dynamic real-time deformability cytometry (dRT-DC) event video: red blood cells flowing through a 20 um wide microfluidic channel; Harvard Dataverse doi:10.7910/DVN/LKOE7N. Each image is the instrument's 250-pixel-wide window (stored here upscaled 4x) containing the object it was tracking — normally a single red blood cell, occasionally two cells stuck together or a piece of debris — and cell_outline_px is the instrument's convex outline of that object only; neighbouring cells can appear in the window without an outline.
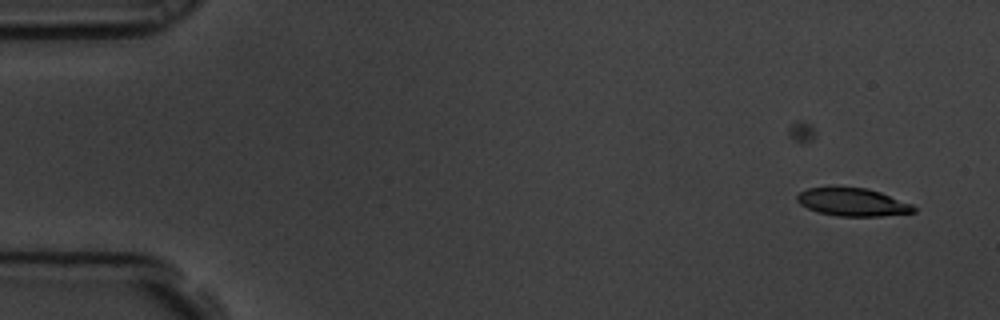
{"species": "common noctule bat (a hibernating species)", "species_latin": "Nyctalus noctula", "temperature_condition": "room temperature", "stored_images_in_passage": 10, "camera_frame_rate_fps": 3000, "um_per_image_px": 0.085, "animal": {"sex": "male", "body_mass_g": 19.5, "forearm_length_mm": 54.6}, "frame": {"image": 1, "passage_image": 2, "time_ms": 0.333, "image_size_px": [1000, 320], "cell_outline_px": [[916, 212], [880, 216], [836, 216], [820, 212], [808, 208], [800, 204], [796, 200], [796, 196], [800, 192], [808, 188], [868, 188], [880, 192], [912, 204], [916, 208]], "centroid_in_image_um": [72.49, 17.19], "position_along_channel_um": 12.5, "area_um2": 18.73}}